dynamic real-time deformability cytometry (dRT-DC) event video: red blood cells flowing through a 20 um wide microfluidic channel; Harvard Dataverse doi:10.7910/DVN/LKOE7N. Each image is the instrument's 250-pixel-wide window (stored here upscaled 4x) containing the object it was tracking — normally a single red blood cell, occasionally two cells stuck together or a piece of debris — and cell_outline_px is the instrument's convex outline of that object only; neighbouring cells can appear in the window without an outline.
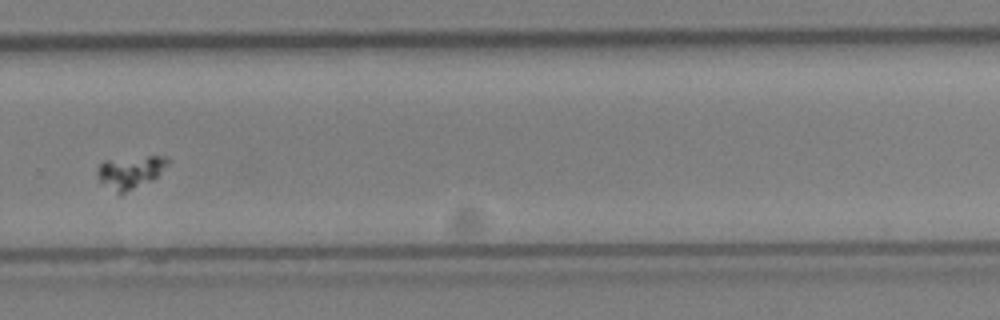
{"species": "Egyptian fruit bat (a non-hibernating species)", "species_latin": "Rousettus aegyptiacus", "temperature_condition": "cold", "stored_images_in_passage": 38, "camera_frame_rate_fps": 3000, "um_per_image_px": 0.085, "animal": {"sex": "female"}, "frame": {"image": 1, "passage_image": 27, "time_ms": 8.667, "image_size_px": [1000, 320], "cell_outline_px": [[168, 160], [156, 176], [152, 180], [120, 196], [100, 180], [96, 176], [96, 168], [104, 160], [148, 156], [168, 156]], "centroid_in_image_um": [11.01, 14.64], "position_along_channel_um": 318.8, "area_um2": 13.24}}
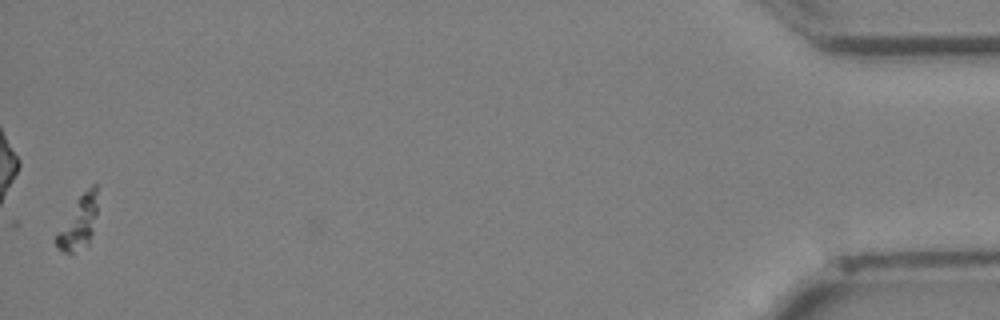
{"frame": {"image": 2, "passage_image": 38, "time_ms": 12.333, "image_size_px": [1000, 320], "cell_outline_px": [[96, 216], [92, 232], [88, 244], [72, 252], [64, 252], [56, 244], [56, 236], [76, 200], [92, 184], [96, 184]], "centroid_in_image_um": [6.7, 18.91], "position_along_channel_um": 428.5, "area_um2": 11.91}}